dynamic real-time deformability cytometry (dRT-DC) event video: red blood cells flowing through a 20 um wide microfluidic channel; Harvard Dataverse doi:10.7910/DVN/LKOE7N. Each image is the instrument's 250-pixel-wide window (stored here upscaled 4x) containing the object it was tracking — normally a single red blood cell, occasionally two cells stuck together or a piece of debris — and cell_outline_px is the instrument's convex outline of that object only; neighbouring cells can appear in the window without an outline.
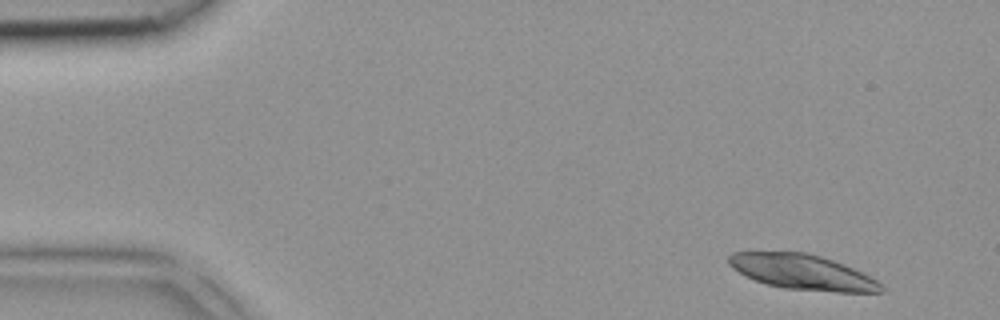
{"species": "common noctule bat (a hibernating species)", "species_latin": "Nyctalus noctula", "temperature_condition": "room temperature", "stored_images_in_passage": 4, "camera_frame_rate_fps": 3000, "um_per_image_px": 0.085, "animal": {"sex": "female", "body_mass_g": 18.4}, "frame": {"image": 1, "passage_image": 1, "time_ms": 0.0, "image_size_px": [1000, 320], "cell_outline_px": [[884, 292], [836, 292], [784, 288], [768, 284], [744, 276], [732, 268], [728, 264], [728, 256], [732, 252], [752, 248], [804, 252], [820, 256], [844, 264], [876, 280], [884, 288]], "centroid_in_image_um": [68.06, 23.06], "position_along_channel_um": 16.9, "area_um2": 31.96}}